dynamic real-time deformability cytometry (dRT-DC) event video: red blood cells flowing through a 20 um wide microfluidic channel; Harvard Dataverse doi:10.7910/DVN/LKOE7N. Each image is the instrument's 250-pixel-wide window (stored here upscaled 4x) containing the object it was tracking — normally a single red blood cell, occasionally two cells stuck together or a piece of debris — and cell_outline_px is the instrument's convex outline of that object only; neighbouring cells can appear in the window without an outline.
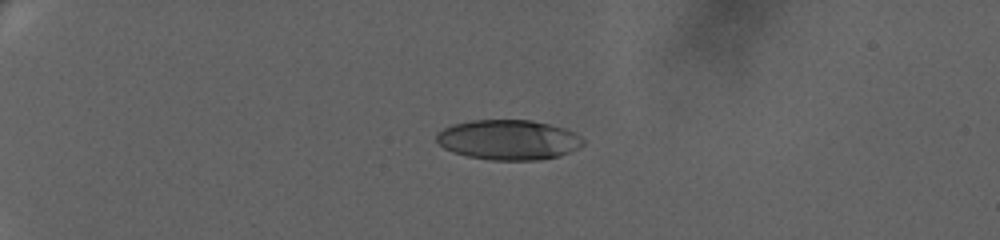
{"species": "human", "species_latin": "Homo sapiens", "temperature_condition": "warm", "stored_images_in_passage": 49, "camera_frame_rate_fps": 3000, "um_per_image_px": 0.085, "donor": {"sex": "female"}, "frame": {"image": 1, "passage_image": 1, "time_ms": 0.0, "image_size_px": [1000, 240], "cell_outline_px": [[584, 144], [560, 156], [540, 160], [492, 160], [468, 156], [452, 152], [444, 148], [436, 140], [436, 132], [452, 124], [472, 120], [532, 120], [564, 128], [580, 136], [584, 140]], "centroid_in_image_um": [43.19, 11.88], "position_along_channel_um": 41.8, "area_um2": 34.16}}
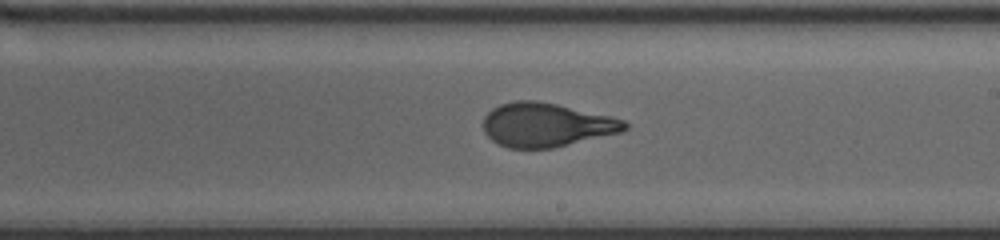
{"frame": {"image": 2, "passage_image": 26, "time_ms": 8.333, "image_size_px": [1000, 240], "cell_outline_px": [[628, 128], [620, 132], [552, 148], [508, 148], [492, 140], [484, 132], [484, 116], [492, 108], [500, 104], [516, 100], [536, 100], [556, 104], [612, 116], [624, 120], [628, 124]], "centroid_in_image_um": [46.42, 10.6], "position_along_channel_um": 242.6, "area_um2": 36.01}}
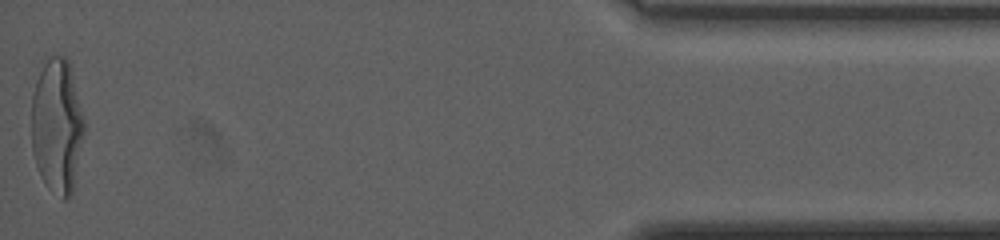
{"frame": {"image": 3, "passage_image": 49, "time_ms": 16.0, "image_size_px": [1000, 240], "cell_outline_px": [[84, 132], [72, 196], [64, 200], [48, 188], [40, 176], [36, 164], [32, 148], [32, 96], [40, 60], [52, 56], [64, 56], [68, 60], [84, 120]], "centroid_in_image_um": [4.82, 10.68], "position_along_channel_um": 430.4, "area_um2": 41.56}, "authors_computed_cell_mechanics": {"area_um2": 36.2984, "velocity_mm_per_s": 3.3037, "shape_relaxation_time_tau1_ms": 6.1788, "shape_relaxation_time_tau2_ms": 1.111, "deformation_change_tau1": 0.2457, "deformation_change_tau2": 0.0835}}